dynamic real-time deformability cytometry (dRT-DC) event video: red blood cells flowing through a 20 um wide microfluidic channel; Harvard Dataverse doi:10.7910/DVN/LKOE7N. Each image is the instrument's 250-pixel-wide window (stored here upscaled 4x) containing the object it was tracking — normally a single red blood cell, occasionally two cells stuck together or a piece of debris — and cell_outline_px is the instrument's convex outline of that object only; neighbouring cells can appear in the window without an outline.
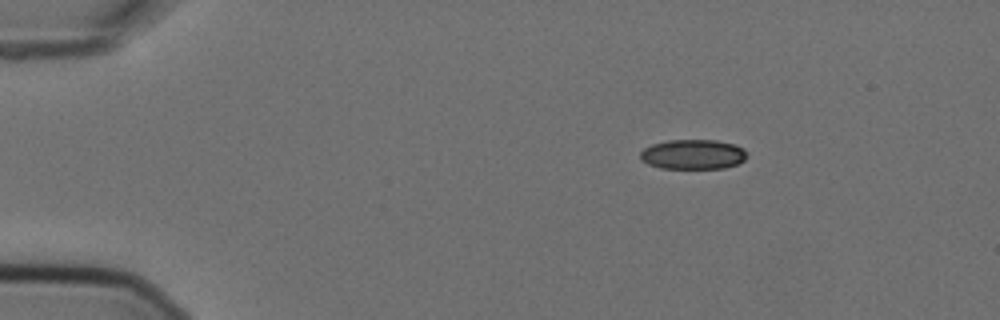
{"species": "Egyptian fruit bat (a non-hibernating species)", "species_latin": "Rousettus aegyptiacus", "temperature_condition": "cold", "stored_images_in_passage": 3, "camera_frame_rate_fps": 3000, "um_per_image_px": 0.085, "animal": {"sex": "female"}, "frame": {"image": 1, "passage_image": 1, "time_ms": 0.0, "image_size_px": [1000, 320], "cell_outline_px": [[748, 156], [744, 160], [736, 164], [724, 168], [660, 168], [648, 164], [640, 160], [640, 152], [644, 148], [652, 144], [668, 140], [716, 140], [736, 144], [744, 148], [748, 152]], "centroid_in_image_um": [58.92, 13.11], "position_along_channel_um": 26.1, "area_um2": 18.73}}